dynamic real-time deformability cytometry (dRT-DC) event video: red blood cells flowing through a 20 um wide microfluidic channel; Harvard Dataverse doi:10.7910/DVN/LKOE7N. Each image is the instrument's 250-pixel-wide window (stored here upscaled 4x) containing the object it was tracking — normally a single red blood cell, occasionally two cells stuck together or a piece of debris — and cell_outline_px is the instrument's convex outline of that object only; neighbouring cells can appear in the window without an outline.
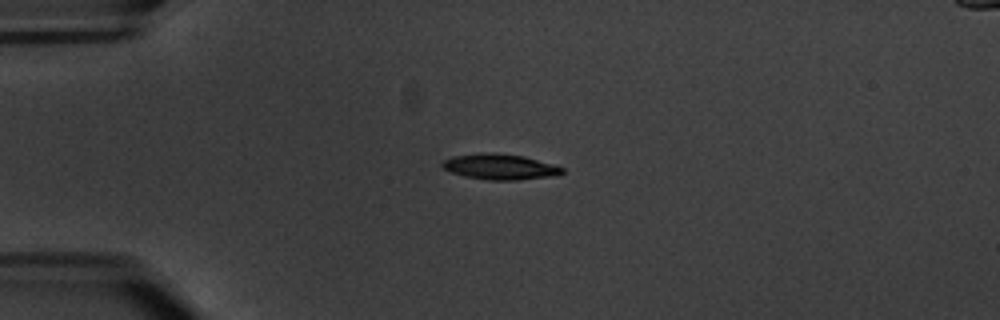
{"species": "common noctule bat (a hibernating species)", "species_latin": "Nyctalus noctula", "temperature_condition": "warm", "stored_images_in_passage": 3, "camera_frame_rate_fps": 3000, "um_per_image_px": 0.085, "animal": {"sex": "male", "body_mass_g": 20.1, "forearm_length_mm": 53.5}, "frame": {"image": 1, "passage_image": 2, "time_ms": 1.333, "image_size_px": [1000, 320], "cell_outline_px": [[564, 172], [560, 176], [516, 180], [488, 180], [464, 176], [452, 172], [444, 168], [440, 164], [444, 160], [452, 156], [492, 152], [496, 152], [524, 156], [552, 164], [564, 168]], "centroid_in_image_um": [42.54, 14.18], "position_along_channel_um": 42.5, "area_um2": 17.98}}